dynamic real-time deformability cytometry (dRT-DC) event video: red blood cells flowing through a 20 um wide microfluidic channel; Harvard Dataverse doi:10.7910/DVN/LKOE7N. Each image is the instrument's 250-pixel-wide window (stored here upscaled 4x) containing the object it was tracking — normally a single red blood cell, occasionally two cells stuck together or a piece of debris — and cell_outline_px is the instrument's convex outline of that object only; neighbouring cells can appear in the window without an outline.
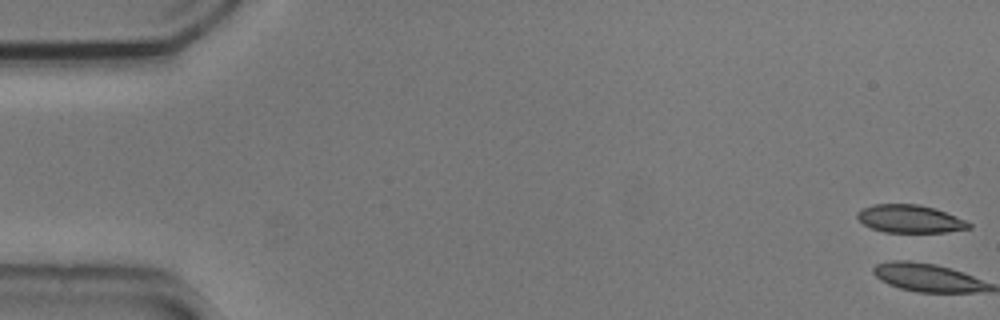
{"species": "common noctule bat (a hibernating species)", "species_latin": "Nyctalus noctula", "temperature_condition": "cold", "stored_images_in_passage": 56, "camera_frame_rate_fps": 3000, "um_per_image_px": 0.085, "animal": {"sex": "male", "body_mass_g": 20.5, "forearm_length_mm": 52.5}, "frame": {"image": 1, "passage_image": 1, "time_ms": 0.0, "image_size_px": [1000, 320], "cell_outline_px": [[972, 228], [944, 232], [884, 232], [872, 228], [864, 224], [856, 216], [856, 212], [872, 204], [920, 204], [956, 216], [972, 224]], "centroid_in_image_um": [77.33, 18.6], "position_along_channel_um": 7.7, "area_um2": 17.98}}
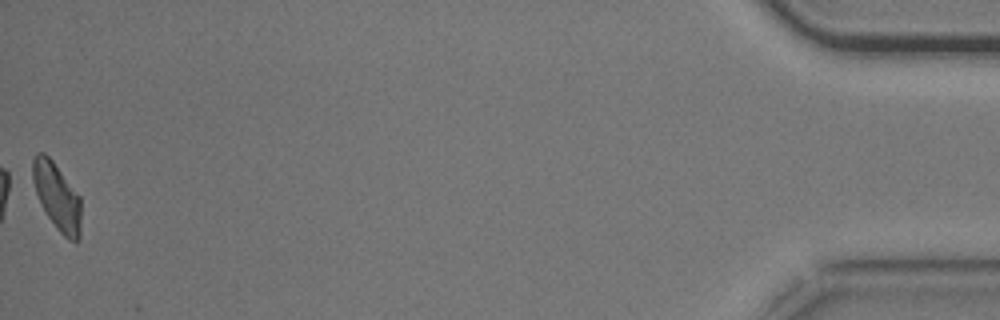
{"frame": {"image": 2, "passage_image": 56, "time_ms": 18.333, "image_size_px": [1000, 320], "cell_outline_px": [[80, 236], [76, 240], [68, 240], [56, 228], [48, 216], [36, 192], [32, 180], [32, 160], [36, 152], [44, 152], [52, 160], [80, 196]], "centroid_in_image_um": [4.83, 16.67], "position_along_channel_um": 430.4, "area_um2": 18.61}, "authors_computed_cell_mechanics": {"area_um2": 20.4323, "velocity_mm_per_s": 3.6689, "shape_relaxation_time_tau1_ms": 2.8508, "shape_relaxation_time_tau2_ms": null, "deformation_change_tau1": 0.1169, "deformation_change_tau2": null}}